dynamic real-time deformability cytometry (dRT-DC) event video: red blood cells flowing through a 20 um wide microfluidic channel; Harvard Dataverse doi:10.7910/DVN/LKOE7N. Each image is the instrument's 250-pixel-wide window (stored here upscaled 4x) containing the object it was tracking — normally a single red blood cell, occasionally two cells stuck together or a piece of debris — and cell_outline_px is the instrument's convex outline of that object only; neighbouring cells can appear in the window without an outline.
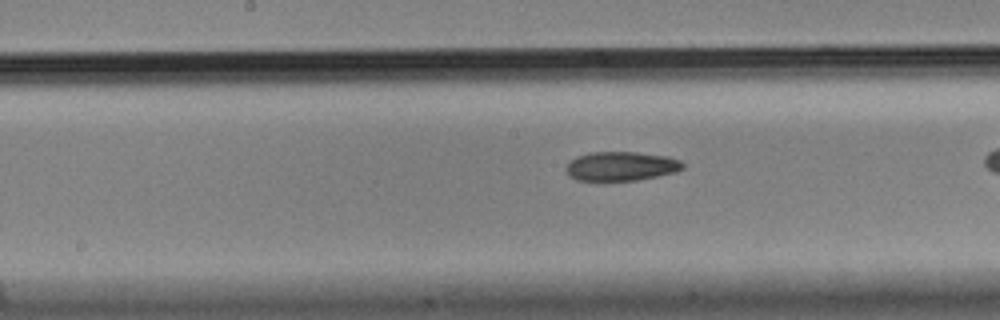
{"species": "Egyptian fruit bat (a non-hibernating species)", "species_latin": "Rousettus aegyptiacus", "temperature_condition": "cold", "stored_images_in_passage": 38, "camera_frame_rate_fps": 3000, "um_per_image_px": 0.085, "animal": {"sex": "male"}, "frame": {"image": 1, "passage_image": 22, "time_ms": 7.0, "image_size_px": [1000, 320], "cell_outline_px": [[684, 168], [676, 172], [636, 180], [576, 180], [568, 176], [564, 168], [576, 156], [588, 152], [636, 152], [668, 156], [680, 160], [684, 164]], "centroid_in_image_um": [52.78, 14.12], "position_along_channel_um": 195.4, "area_um2": 19.88}}